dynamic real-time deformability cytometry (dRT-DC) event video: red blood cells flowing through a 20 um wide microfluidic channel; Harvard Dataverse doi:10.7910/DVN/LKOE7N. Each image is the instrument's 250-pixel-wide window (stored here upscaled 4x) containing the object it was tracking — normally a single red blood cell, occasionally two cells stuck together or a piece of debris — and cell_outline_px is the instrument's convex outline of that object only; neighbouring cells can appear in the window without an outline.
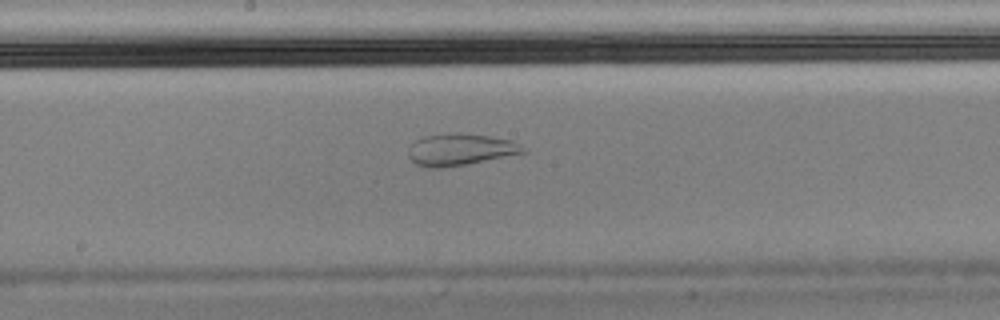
{"species": "Egyptian fruit bat (a non-hibernating species)", "species_latin": "Rousettus aegyptiacus", "temperature_condition": "cold", "stored_images_in_passage": 48, "camera_frame_rate_fps": 3000, "um_per_image_px": 0.085, "animal": {"sex": "male"}, "frame": {"image": 1, "passage_image": 21, "time_ms": 6.667, "image_size_px": [1000, 320], "cell_outline_px": [[528, 152], [468, 164], [440, 168], [424, 168], [416, 164], [408, 156], [408, 148], [416, 140], [424, 136], [488, 136], [512, 140], [524, 148]], "centroid_in_image_um": [39.11, 12.78], "position_along_channel_um": 209.1, "area_um2": 20.4}, "authors_computed_cell_mechanics": {"area_um2": 26.1256, "velocity_mm_per_s": 3.5615, "shape_relaxation_time_tau1_ms": null, "shape_relaxation_time_tau2_ms": 1.0433, "deformation_change_tau1": null, "deformation_change_tau2": 0.0644}}